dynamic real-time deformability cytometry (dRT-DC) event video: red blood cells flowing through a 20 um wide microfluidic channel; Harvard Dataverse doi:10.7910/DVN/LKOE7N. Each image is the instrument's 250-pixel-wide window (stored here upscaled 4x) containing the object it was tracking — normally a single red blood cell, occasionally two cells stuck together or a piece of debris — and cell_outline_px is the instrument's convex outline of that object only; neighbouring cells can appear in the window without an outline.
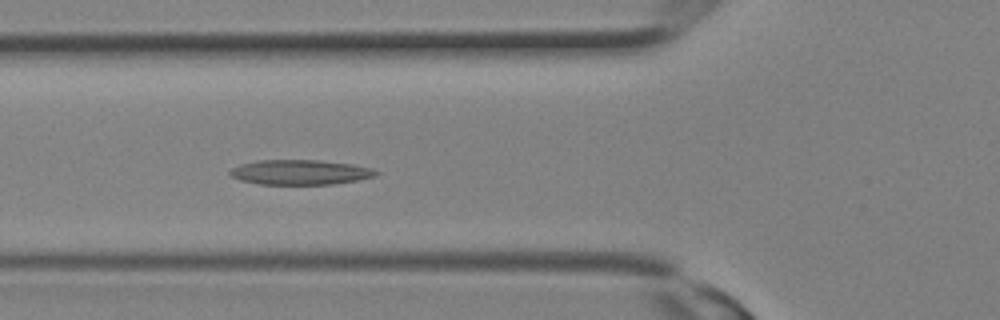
{"species": "Egyptian fruit bat (a non-hibernating species)", "species_latin": "Rousettus aegyptiacus", "temperature_condition": "room temperature", "stored_images_in_passage": 11, "camera_frame_rate_fps": 3000, "um_per_image_px": 0.085, "animal": {"sex": "female"}, "frame": {"image": 1, "passage_image": 11, "time_ms": 3.333, "image_size_px": [1000, 320], "cell_outline_px": [[380, 172], [376, 176], [356, 180], [332, 184], [260, 184], [240, 180], [232, 176], [228, 172], [232, 168], [240, 164], [256, 160], [320, 160], [352, 164], [372, 168]], "centroid_in_image_um": [25.51, 14.63], "position_along_channel_um": 100.3, "area_um2": 21.15}}